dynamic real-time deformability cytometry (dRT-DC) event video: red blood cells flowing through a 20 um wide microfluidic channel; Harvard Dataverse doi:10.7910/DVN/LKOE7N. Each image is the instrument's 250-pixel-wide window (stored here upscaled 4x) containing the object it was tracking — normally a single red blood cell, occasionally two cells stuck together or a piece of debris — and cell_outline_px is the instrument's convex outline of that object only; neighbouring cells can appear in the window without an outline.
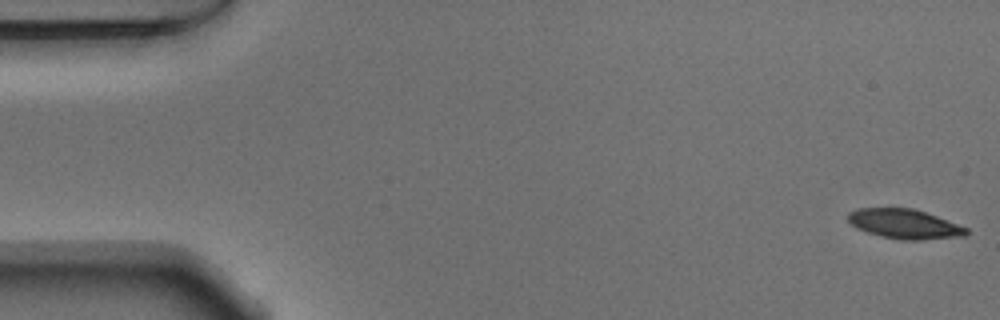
{"species": "Egyptian fruit bat (a non-hibernating species)", "species_latin": "Rousettus aegyptiacus", "temperature_condition": "warm", "stored_images_in_passage": 53, "camera_frame_rate_fps": 3000, "um_per_image_px": 0.085, "animal": {"sex": "male"}, "frame": {"image": 1, "passage_image": 1, "time_ms": 0.0, "image_size_px": [1000, 320], "cell_outline_px": [[968, 232], [964, 236], [920, 240], [904, 240], [880, 236], [856, 228], [848, 220], [848, 212], [856, 208], [912, 208], [936, 216], [968, 228]], "centroid_in_image_um": [76.86, 19.03], "position_along_channel_um": 8.1, "area_um2": 20.23}}
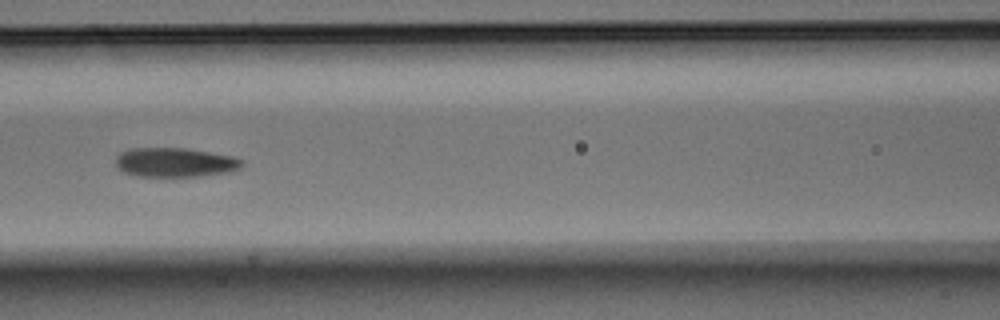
{"frame": {"image": 2, "passage_image": 23, "time_ms": 7.333, "image_size_px": [1000, 320], "cell_outline_px": [[244, 164], [240, 168], [232, 172], [200, 176], [140, 176], [124, 172], [116, 164], [116, 156], [120, 152], [132, 148], [184, 148], [232, 156], [244, 160]], "centroid_in_image_um": [14.92, 13.8], "position_along_channel_um": 151.7, "area_um2": 21.5}}
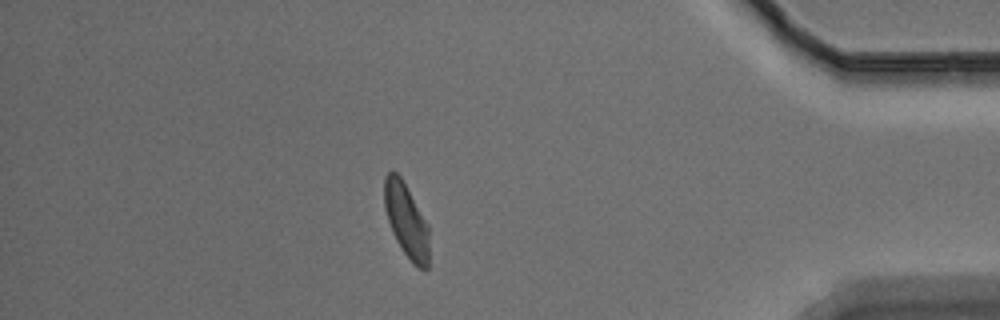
{"frame": {"image": 3, "passage_image": 46, "time_ms": 15.0, "image_size_px": [1000, 320], "cell_outline_px": [[428, 268], [424, 272], [416, 268], [412, 264], [396, 240], [392, 232], [384, 208], [384, 176], [388, 172], [396, 172], [400, 176], [428, 224]], "centroid_in_image_um": [34.53, 18.78], "position_along_channel_um": 400.7, "area_um2": 19.31}, "authors_computed_cell_mechanics": {"area_um2": 21.2126, "velocity_mm_per_s": 3.7712, "shape_relaxation_time_tau1_ms": 3.5195, "shape_relaxation_time_tau2_ms": 2.4499, "deformation_change_tau1": 0.1548, "deformation_change_tau2": 0.0895}}